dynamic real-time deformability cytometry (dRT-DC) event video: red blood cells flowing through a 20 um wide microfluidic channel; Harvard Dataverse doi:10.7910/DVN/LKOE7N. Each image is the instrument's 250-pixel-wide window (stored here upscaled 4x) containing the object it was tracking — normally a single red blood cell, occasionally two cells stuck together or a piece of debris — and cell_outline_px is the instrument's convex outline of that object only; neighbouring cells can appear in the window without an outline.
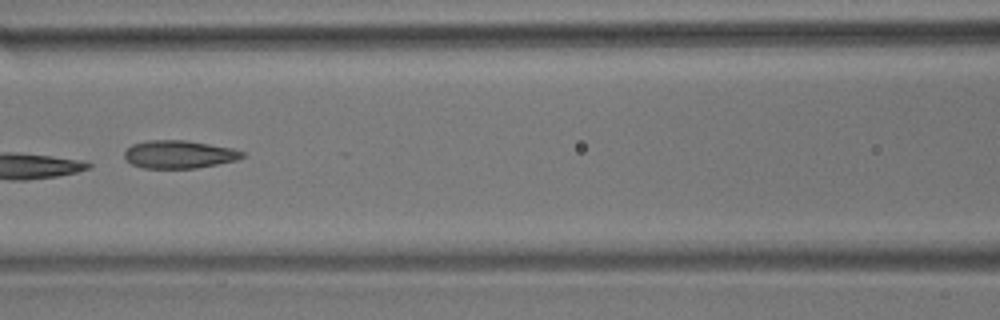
{"species": "common noctule bat (a hibernating species)", "species_latin": "Nyctalus noctula", "temperature_condition": "room temperature", "stored_images_in_passage": 7, "camera_frame_rate_fps": 3000, "um_per_image_px": 0.085, "animal": {"sex": "male", "body_mass_g": 17.9}, "frame": {"image": 1, "passage_image": 5, "time_ms": 8.0, "image_size_px": [1000, 320], "cell_outline_px": [[244, 156], [236, 160], [196, 168], [144, 168], [132, 164], [124, 156], [124, 152], [132, 144], [148, 140], [184, 140], [232, 148], [244, 152]], "centroid_in_image_um": [15.2, 13.12], "position_along_channel_um": 151.4, "area_um2": 18.96}}